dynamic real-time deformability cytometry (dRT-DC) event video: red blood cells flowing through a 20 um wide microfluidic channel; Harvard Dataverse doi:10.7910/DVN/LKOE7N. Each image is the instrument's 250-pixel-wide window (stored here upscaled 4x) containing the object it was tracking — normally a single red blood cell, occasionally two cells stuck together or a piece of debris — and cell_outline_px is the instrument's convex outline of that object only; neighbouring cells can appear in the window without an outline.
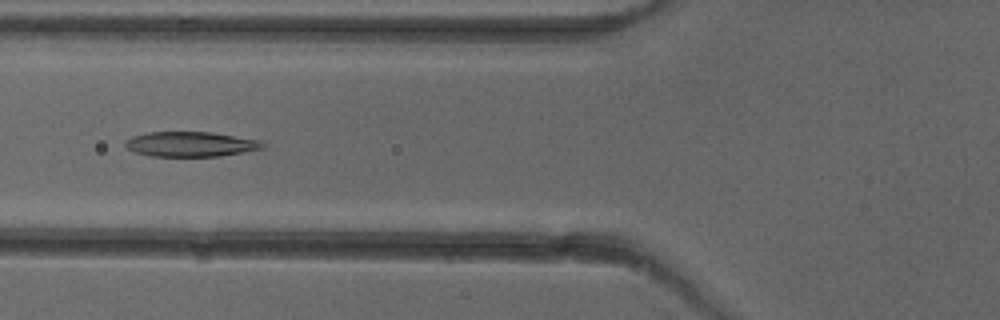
{"species": "common noctule bat (a hibernating species)", "species_latin": "Nyctalus noctula", "temperature_condition": "cold", "stored_images_in_passage": 7, "camera_frame_rate_fps": 3000, "um_per_image_px": 0.085, "animal": {"sex": "female"}, "frame": {"image": 1, "passage_image": 6, "time_ms": 6.0, "image_size_px": [1000, 320], "cell_outline_px": [[264, 148], [220, 156], [152, 156], [136, 152], [128, 148], [124, 144], [124, 140], [132, 136], [148, 132], [212, 132], [260, 140], [264, 144]], "centroid_in_image_um": [16.19, 12.24], "position_along_channel_um": 109.6, "area_um2": 19.88}}
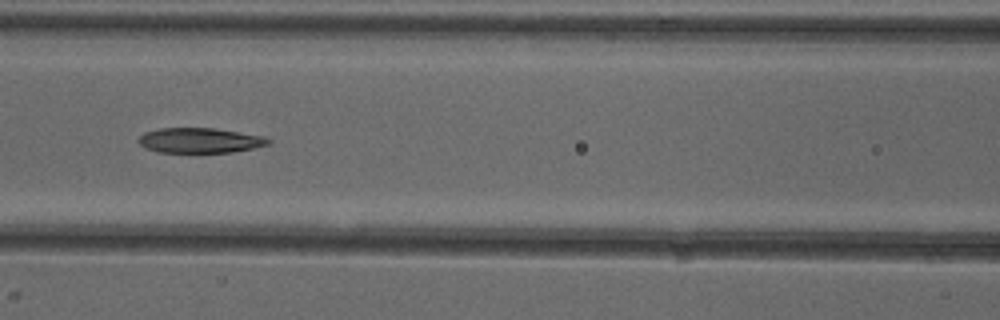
{"frame": {"image": 2, "passage_image": 7, "time_ms": 7.0, "image_size_px": [1000, 320], "cell_outline_px": [[272, 140], [268, 144], [252, 148], [232, 152], [156, 152], [144, 148], [136, 140], [144, 132], [160, 128], [216, 128], [264, 136]], "centroid_in_image_um": [16.95, 11.93], "position_along_channel_um": 149.6, "area_um2": 19.02}}